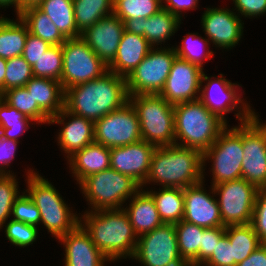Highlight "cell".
<instances>
[{"instance_id":"5b68a950","label":"cell","mask_w":266,"mask_h":266,"mask_svg":"<svg viewBox=\"0 0 266 266\" xmlns=\"http://www.w3.org/2000/svg\"><path fill=\"white\" fill-rule=\"evenodd\" d=\"M27 192L40 211L42 222L56 239L74 230L80 224V217L71 213L55 187L33 170H28Z\"/></svg>"},{"instance_id":"7402d4cb","label":"cell","mask_w":266,"mask_h":266,"mask_svg":"<svg viewBox=\"0 0 266 266\" xmlns=\"http://www.w3.org/2000/svg\"><path fill=\"white\" fill-rule=\"evenodd\" d=\"M153 47L133 26H127L122 35L113 62L108 70L127 78Z\"/></svg>"},{"instance_id":"277c9868","label":"cell","mask_w":266,"mask_h":266,"mask_svg":"<svg viewBox=\"0 0 266 266\" xmlns=\"http://www.w3.org/2000/svg\"><path fill=\"white\" fill-rule=\"evenodd\" d=\"M175 145L204 153L228 126L199 99L174 105ZM181 141L180 142H178ZM177 141V142H176Z\"/></svg>"},{"instance_id":"ffe728a7","label":"cell","mask_w":266,"mask_h":266,"mask_svg":"<svg viewBox=\"0 0 266 266\" xmlns=\"http://www.w3.org/2000/svg\"><path fill=\"white\" fill-rule=\"evenodd\" d=\"M204 182L184 188V221L203 228L224 227L217 199L203 188Z\"/></svg>"},{"instance_id":"d4e9b609","label":"cell","mask_w":266,"mask_h":266,"mask_svg":"<svg viewBox=\"0 0 266 266\" xmlns=\"http://www.w3.org/2000/svg\"><path fill=\"white\" fill-rule=\"evenodd\" d=\"M129 216L135 234L139 237L164 224L152 196L140 189L131 199L129 207L123 208Z\"/></svg>"},{"instance_id":"7c38bea8","label":"cell","mask_w":266,"mask_h":266,"mask_svg":"<svg viewBox=\"0 0 266 266\" xmlns=\"http://www.w3.org/2000/svg\"><path fill=\"white\" fill-rule=\"evenodd\" d=\"M220 195L218 205L225 226L249 224L259 188L243 178L222 182L211 187Z\"/></svg>"},{"instance_id":"8992f818","label":"cell","mask_w":266,"mask_h":266,"mask_svg":"<svg viewBox=\"0 0 266 266\" xmlns=\"http://www.w3.org/2000/svg\"><path fill=\"white\" fill-rule=\"evenodd\" d=\"M140 123L142 140L156 146L175 145L174 105L160 94L129 96Z\"/></svg>"},{"instance_id":"5bb4252c","label":"cell","mask_w":266,"mask_h":266,"mask_svg":"<svg viewBox=\"0 0 266 266\" xmlns=\"http://www.w3.org/2000/svg\"><path fill=\"white\" fill-rule=\"evenodd\" d=\"M242 178L259 189L266 188V123L256 113L242 122Z\"/></svg>"},{"instance_id":"9c48e42d","label":"cell","mask_w":266,"mask_h":266,"mask_svg":"<svg viewBox=\"0 0 266 266\" xmlns=\"http://www.w3.org/2000/svg\"><path fill=\"white\" fill-rule=\"evenodd\" d=\"M63 70L61 74L64 90L101 77L108 66L81 38H70L61 45Z\"/></svg>"},{"instance_id":"83f0119b","label":"cell","mask_w":266,"mask_h":266,"mask_svg":"<svg viewBox=\"0 0 266 266\" xmlns=\"http://www.w3.org/2000/svg\"><path fill=\"white\" fill-rule=\"evenodd\" d=\"M17 21L0 17V57L10 59L21 56L28 36V27L17 16Z\"/></svg>"},{"instance_id":"7bdbcfd3","label":"cell","mask_w":266,"mask_h":266,"mask_svg":"<svg viewBox=\"0 0 266 266\" xmlns=\"http://www.w3.org/2000/svg\"><path fill=\"white\" fill-rule=\"evenodd\" d=\"M12 214L14 216L13 220L36 227L38 224L40 225V211L28 194L24 192L15 200L11 210Z\"/></svg>"},{"instance_id":"4dcf8cb0","label":"cell","mask_w":266,"mask_h":266,"mask_svg":"<svg viewBox=\"0 0 266 266\" xmlns=\"http://www.w3.org/2000/svg\"><path fill=\"white\" fill-rule=\"evenodd\" d=\"M17 16L27 25L29 33L40 37L50 45H62L66 41L51 19L37 6L26 8Z\"/></svg>"},{"instance_id":"681fc988","label":"cell","mask_w":266,"mask_h":266,"mask_svg":"<svg viewBox=\"0 0 266 266\" xmlns=\"http://www.w3.org/2000/svg\"><path fill=\"white\" fill-rule=\"evenodd\" d=\"M18 143L19 141L4 138L0 133V173L2 175L11 174L5 167L10 166L11 160L14 159Z\"/></svg>"},{"instance_id":"7a4b0ae2","label":"cell","mask_w":266,"mask_h":266,"mask_svg":"<svg viewBox=\"0 0 266 266\" xmlns=\"http://www.w3.org/2000/svg\"><path fill=\"white\" fill-rule=\"evenodd\" d=\"M86 212L82 215L84 222L80 218V225L110 261L133 257L138 236L123 208Z\"/></svg>"},{"instance_id":"d6986e66","label":"cell","mask_w":266,"mask_h":266,"mask_svg":"<svg viewBox=\"0 0 266 266\" xmlns=\"http://www.w3.org/2000/svg\"><path fill=\"white\" fill-rule=\"evenodd\" d=\"M227 8H206L201 23L208 40L224 49L235 47L243 33L242 20Z\"/></svg>"},{"instance_id":"3957f363","label":"cell","mask_w":266,"mask_h":266,"mask_svg":"<svg viewBox=\"0 0 266 266\" xmlns=\"http://www.w3.org/2000/svg\"><path fill=\"white\" fill-rule=\"evenodd\" d=\"M203 168V153L199 150L177 145L156 147L144 184L152 181L162 187L184 189L203 182Z\"/></svg>"},{"instance_id":"4316f807","label":"cell","mask_w":266,"mask_h":266,"mask_svg":"<svg viewBox=\"0 0 266 266\" xmlns=\"http://www.w3.org/2000/svg\"><path fill=\"white\" fill-rule=\"evenodd\" d=\"M181 24V19L169 10L161 9L152 16L139 20L133 28L154 48L155 44L165 43ZM159 43V44H158Z\"/></svg>"},{"instance_id":"ac0fdd59","label":"cell","mask_w":266,"mask_h":266,"mask_svg":"<svg viewBox=\"0 0 266 266\" xmlns=\"http://www.w3.org/2000/svg\"><path fill=\"white\" fill-rule=\"evenodd\" d=\"M127 25L116 15L100 19L83 33L81 38L109 66L115 57Z\"/></svg>"},{"instance_id":"7dc6e473","label":"cell","mask_w":266,"mask_h":266,"mask_svg":"<svg viewBox=\"0 0 266 266\" xmlns=\"http://www.w3.org/2000/svg\"><path fill=\"white\" fill-rule=\"evenodd\" d=\"M51 46L52 45H50L40 37H37L28 32L22 56L33 67L37 63L39 57L43 53H45Z\"/></svg>"},{"instance_id":"484cf974","label":"cell","mask_w":266,"mask_h":266,"mask_svg":"<svg viewBox=\"0 0 266 266\" xmlns=\"http://www.w3.org/2000/svg\"><path fill=\"white\" fill-rule=\"evenodd\" d=\"M24 87L50 118L65 108V90L59 81L33 76Z\"/></svg>"},{"instance_id":"d6a6232c","label":"cell","mask_w":266,"mask_h":266,"mask_svg":"<svg viewBox=\"0 0 266 266\" xmlns=\"http://www.w3.org/2000/svg\"><path fill=\"white\" fill-rule=\"evenodd\" d=\"M225 234L232 245L234 266L242 262L262 244L250 223L225 226Z\"/></svg>"},{"instance_id":"816d5d0a","label":"cell","mask_w":266,"mask_h":266,"mask_svg":"<svg viewBox=\"0 0 266 266\" xmlns=\"http://www.w3.org/2000/svg\"><path fill=\"white\" fill-rule=\"evenodd\" d=\"M235 266H266V243H262L247 258Z\"/></svg>"},{"instance_id":"6da1fadb","label":"cell","mask_w":266,"mask_h":266,"mask_svg":"<svg viewBox=\"0 0 266 266\" xmlns=\"http://www.w3.org/2000/svg\"><path fill=\"white\" fill-rule=\"evenodd\" d=\"M129 101L126 78L107 71L101 77L65 90V109L93 122Z\"/></svg>"},{"instance_id":"f546056e","label":"cell","mask_w":266,"mask_h":266,"mask_svg":"<svg viewBox=\"0 0 266 266\" xmlns=\"http://www.w3.org/2000/svg\"><path fill=\"white\" fill-rule=\"evenodd\" d=\"M155 201L161 220L165 224L179 223L184 216V189L163 187L159 192L148 191Z\"/></svg>"},{"instance_id":"b9f144b4","label":"cell","mask_w":266,"mask_h":266,"mask_svg":"<svg viewBox=\"0 0 266 266\" xmlns=\"http://www.w3.org/2000/svg\"><path fill=\"white\" fill-rule=\"evenodd\" d=\"M38 227L11 219L5 226V235L7 239L16 246L26 247L35 242L38 233Z\"/></svg>"},{"instance_id":"f1b7e54d","label":"cell","mask_w":266,"mask_h":266,"mask_svg":"<svg viewBox=\"0 0 266 266\" xmlns=\"http://www.w3.org/2000/svg\"><path fill=\"white\" fill-rule=\"evenodd\" d=\"M37 7L51 19L66 39L81 37L75 23L73 0H43Z\"/></svg>"},{"instance_id":"11a10c76","label":"cell","mask_w":266,"mask_h":266,"mask_svg":"<svg viewBox=\"0 0 266 266\" xmlns=\"http://www.w3.org/2000/svg\"><path fill=\"white\" fill-rule=\"evenodd\" d=\"M14 5L17 15L19 14V0H0V7Z\"/></svg>"},{"instance_id":"f6af8a7d","label":"cell","mask_w":266,"mask_h":266,"mask_svg":"<svg viewBox=\"0 0 266 266\" xmlns=\"http://www.w3.org/2000/svg\"><path fill=\"white\" fill-rule=\"evenodd\" d=\"M203 264L205 266H234L232 245L226 234L219 239L212 255Z\"/></svg>"},{"instance_id":"52a82bcc","label":"cell","mask_w":266,"mask_h":266,"mask_svg":"<svg viewBox=\"0 0 266 266\" xmlns=\"http://www.w3.org/2000/svg\"><path fill=\"white\" fill-rule=\"evenodd\" d=\"M79 186L93 211L121 209L122 204L141 189L131 177L111 167L88 176Z\"/></svg>"},{"instance_id":"44dd1931","label":"cell","mask_w":266,"mask_h":266,"mask_svg":"<svg viewBox=\"0 0 266 266\" xmlns=\"http://www.w3.org/2000/svg\"><path fill=\"white\" fill-rule=\"evenodd\" d=\"M70 117L68 122H64ZM63 124L58 134V145L69 159L77 151L94 142V122L84 117L76 116L63 108L57 115L50 118L49 124Z\"/></svg>"},{"instance_id":"603a6c76","label":"cell","mask_w":266,"mask_h":266,"mask_svg":"<svg viewBox=\"0 0 266 266\" xmlns=\"http://www.w3.org/2000/svg\"><path fill=\"white\" fill-rule=\"evenodd\" d=\"M58 240L65 247V266H104L105 261H110L80 224Z\"/></svg>"},{"instance_id":"bcb514c9","label":"cell","mask_w":266,"mask_h":266,"mask_svg":"<svg viewBox=\"0 0 266 266\" xmlns=\"http://www.w3.org/2000/svg\"><path fill=\"white\" fill-rule=\"evenodd\" d=\"M225 234L224 227L206 228L202 231L201 246L199 247V266L212 255L219 239Z\"/></svg>"},{"instance_id":"4fadbf2b","label":"cell","mask_w":266,"mask_h":266,"mask_svg":"<svg viewBox=\"0 0 266 266\" xmlns=\"http://www.w3.org/2000/svg\"><path fill=\"white\" fill-rule=\"evenodd\" d=\"M141 140L138 115L129 101L94 122V142L107 148L126 146Z\"/></svg>"},{"instance_id":"c3c4849f","label":"cell","mask_w":266,"mask_h":266,"mask_svg":"<svg viewBox=\"0 0 266 266\" xmlns=\"http://www.w3.org/2000/svg\"><path fill=\"white\" fill-rule=\"evenodd\" d=\"M234 7L241 16L257 17L266 13V0H233Z\"/></svg>"},{"instance_id":"d590c367","label":"cell","mask_w":266,"mask_h":266,"mask_svg":"<svg viewBox=\"0 0 266 266\" xmlns=\"http://www.w3.org/2000/svg\"><path fill=\"white\" fill-rule=\"evenodd\" d=\"M0 97L20 113L37 123H48L50 117L34 102L33 97L25 87L12 88L3 92Z\"/></svg>"},{"instance_id":"e575fe53","label":"cell","mask_w":266,"mask_h":266,"mask_svg":"<svg viewBox=\"0 0 266 266\" xmlns=\"http://www.w3.org/2000/svg\"><path fill=\"white\" fill-rule=\"evenodd\" d=\"M162 0H114L113 14L127 26H133L162 9Z\"/></svg>"},{"instance_id":"e0dca14e","label":"cell","mask_w":266,"mask_h":266,"mask_svg":"<svg viewBox=\"0 0 266 266\" xmlns=\"http://www.w3.org/2000/svg\"><path fill=\"white\" fill-rule=\"evenodd\" d=\"M156 146L141 140L126 146L110 148V167L131 177L143 189Z\"/></svg>"},{"instance_id":"ba28073f","label":"cell","mask_w":266,"mask_h":266,"mask_svg":"<svg viewBox=\"0 0 266 266\" xmlns=\"http://www.w3.org/2000/svg\"><path fill=\"white\" fill-rule=\"evenodd\" d=\"M227 129L226 126L216 141L203 153V167L207 159L213 162L210 170L213 175L212 186L242 178V122L237 127Z\"/></svg>"},{"instance_id":"8fae6325","label":"cell","mask_w":266,"mask_h":266,"mask_svg":"<svg viewBox=\"0 0 266 266\" xmlns=\"http://www.w3.org/2000/svg\"><path fill=\"white\" fill-rule=\"evenodd\" d=\"M176 57L174 47L152 48L126 78L128 95L160 94Z\"/></svg>"},{"instance_id":"1f68e13d","label":"cell","mask_w":266,"mask_h":266,"mask_svg":"<svg viewBox=\"0 0 266 266\" xmlns=\"http://www.w3.org/2000/svg\"><path fill=\"white\" fill-rule=\"evenodd\" d=\"M174 225L178 250L182 259L189 266H199V247L201 246L202 231L205 228L184 220Z\"/></svg>"},{"instance_id":"74e56055","label":"cell","mask_w":266,"mask_h":266,"mask_svg":"<svg viewBox=\"0 0 266 266\" xmlns=\"http://www.w3.org/2000/svg\"><path fill=\"white\" fill-rule=\"evenodd\" d=\"M63 54L61 45H52L43 53L32 67L34 77L50 78L61 81Z\"/></svg>"},{"instance_id":"ee69618b","label":"cell","mask_w":266,"mask_h":266,"mask_svg":"<svg viewBox=\"0 0 266 266\" xmlns=\"http://www.w3.org/2000/svg\"><path fill=\"white\" fill-rule=\"evenodd\" d=\"M262 243H266V188L258 191L250 222Z\"/></svg>"},{"instance_id":"cb8c5ba5","label":"cell","mask_w":266,"mask_h":266,"mask_svg":"<svg viewBox=\"0 0 266 266\" xmlns=\"http://www.w3.org/2000/svg\"><path fill=\"white\" fill-rule=\"evenodd\" d=\"M68 162L80 184L88 176L110 168V148L93 142L77 151Z\"/></svg>"},{"instance_id":"ab89813d","label":"cell","mask_w":266,"mask_h":266,"mask_svg":"<svg viewBox=\"0 0 266 266\" xmlns=\"http://www.w3.org/2000/svg\"><path fill=\"white\" fill-rule=\"evenodd\" d=\"M32 77V66L22 55L7 59L5 91L12 88L24 87Z\"/></svg>"},{"instance_id":"f5cc1de1","label":"cell","mask_w":266,"mask_h":266,"mask_svg":"<svg viewBox=\"0 0 266 266\" xmlns=\"http://www.w3.org/2000/svg\"><path fill=\"white\" fill-rule=\"evenodd\" d=\"M7 59L0 57V95L5 92V74Z\"/></svg>"},{"instance_id":"2e32d148","label":"cell","mask_w":266,"mask_h":266,"mask_svg":"<svg viewBox=\"0 0 266 266\" xmlns=\"http://www.w3.org/2000/svg\"><path fill=\"white\" fill-rule=\"evenodd\" d=\"M204 68L176 57L160 95L171 105L199 99Z\"/></svg>"},{"instance_id":"30bf717a","label":"cell","mask_w":266,"mask_h":266,"mask_svg":"<svg viewBox=\"0 0 266 266\" xmlns=\"http://www.w3.org/2000/svg\"><path fill=\"white\" fill-rule=\"evenodd\" d=\"M137 238L132 259L144 266H189L179 253L174 224L164 223Z\"/></svg>"},{"instance_id":"f907efd6","label":"cell","mask_w":266,"mask_h":266,"mask_svg":"<svg viewBox=\"0 0 266 266\" xmlns=\"http://www.w3.org/2000/svg\"><path fill=\"white\" fill-rule=\"evenodd\" d=\"M163 4L162 5L163 9L169 10L172 14L178 16L181 18L182 12L181 10H190V9H195L198 4V0H162ZM168 5H167V4Z\"/></svg>"},{"instance_id":"60d3db41","label":"cell","mask_w":266,"mask_h":266,"mask_svg":"<svg viewBox=\"0 0 266 266\" xmlns=\"http://www.w3.org/2000/svg\"><path fill=\"white\" fill-rule=\"evenodd\" d=\"M15 177L13 173L0 176V229L10 217L13 204L20 196Z\"/></svg>"},{"instance_id":"9a60e30c","label":"cell","mask_w":266,"mask_h":266,"mask_svg":"<svg viewBox=\"0 0 266 266\" xmlns=\"http://www.w3.org/2000/svg\"><path fill=\"white\" fill-rule=\"evenodd\" d=\"M220 77L213 80L212 77H208L206 74L202 75L201 86L204 81H208L206 85L201 87L199 100L212 112L217 114L222 120L227 123L225 115L227 112H232L237 109L240 103L242 105V110H238L236 113V118L241 122L249 120L255 112L250 108L248 103H244L241 96L237 95L236 92L237 84L228 81L223 78V74H219ZM226 113V114H225ZM226 119V120H225Z\"/></svg>"},{"instance_id":"db71d44e","label":"cell","mask_w":266,"mask_h":266,"mask_svg":"<svg viewBox=\"0 0 266 266\" xmlns=\"http://www.w3.org/2000/svg\"><path fill=\"white\" fill-rule=\"evenodd\" d=\"M43 0H19V13L26 8L38 6Z\"/></svg>"},{"instance_id":"8d00e7d4","label":"cell","mask_w":266,"mask_h":266,"mask_svg":"<svg viewBox=\"0 0 266 266\" xmlns=\"http://www.w3.org/2000/svg\"><path fill=\"white\" fill-rule=\"evenodd\" d=\"M29 121L33 120L0 97V133L4 138L18 141V136L30 127Z\"/></svg>"},{"instance_id":"836d02e7","label":"cell","mask_w":266,"mask_h":266,"mask_svg":"<svg viewBox=\"0 0 266 266\" xmlns=\"http://www.w3.org/2000/svg\"><path fill=\"white\" fill-rule=\"evenodd\" d=\"M114 0H73L77 30L83 33L94 23L113 14Z\"/></svg>"},{"instance_id":"f35d334b","label":"cell","mask_w":266,"mask_h":266,"mask_svg":"<svg viewBox=\"0 0 266 266\" xmlns=\"http://www.w3.org/2000/svg\"><path fill=\"white\" fill-rule=\"evenodd\" d=\"M208 44H209L208 39L202 38L201 36L197 37L196 34L194 33L192 34L189 33L187 37L185 36L183 38L181 46L179 47L177 46L174 49L177 54V57L183 60L189 61L190 63L196 64L199 67L203 68L202 64L205 61V59H209L213 55V52L209 51L208 49H206L205 52H203L202 50L203 49L202 47H204L205 45H207L208 47ZM198 50H202V51H198Z\"/></svg>"}]
</instances>
